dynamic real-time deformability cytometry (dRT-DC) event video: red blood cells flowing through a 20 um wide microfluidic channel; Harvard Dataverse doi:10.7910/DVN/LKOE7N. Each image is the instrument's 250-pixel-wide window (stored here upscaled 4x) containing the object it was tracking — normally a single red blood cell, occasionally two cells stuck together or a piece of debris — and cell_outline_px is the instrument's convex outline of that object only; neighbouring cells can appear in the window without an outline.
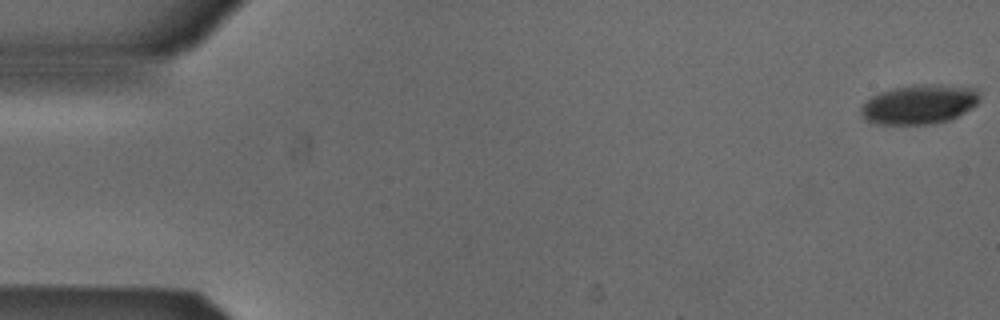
{"species": "Egyptian fruit bat (a non-hibernating species)", "species_latin": "Rousettus aegyptiacus", "temperature_condition": "cold", "stored_images_in_passage": 53, "camera_frame_rate_fps": 3000, "um_per_image_px": 0.085, "animal": {"sex": "male"}, "frame": {"image": 1, "passage_image": 1, "time_ms": 0.0, "image_size_px": [1000, 320], "cell_outline_px": [[980, 100], [972, 108], [948, 120], [932, 124], [880, 124], [868, 120], [860, 112], [860, 108], [872, 96], [896, 88], [976, 88], [980, 92]], "centroid_in_image_um": [78.14, 8.95], "position_along_channel_um": 6.9, "area_um2": 25.49}}
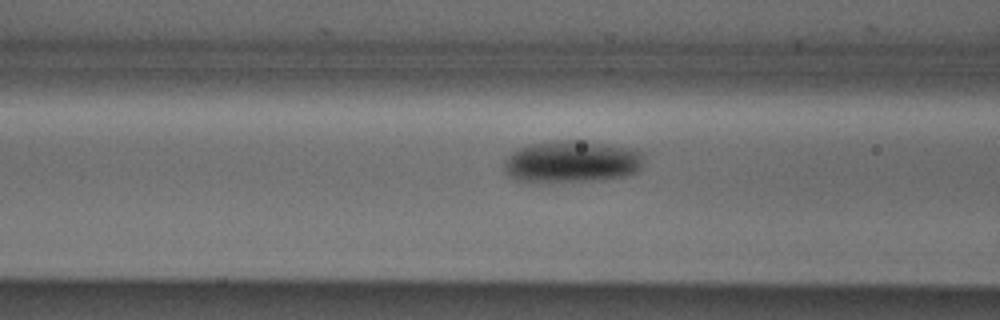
{"frame": {"image": 2, "passage_image": 21, "time_ms": 6.667, "image_size_px": [1000, 320], "cell_outline_px": [[644, 160], [640, 168], [636, 172], [624, 176], [604, 180], [516, 180], [508, 176], [504, 172], [504, 160], [516, 148], [528, 144], [552, 140], [584, 140], [628, 148], [640, 152], [644, 156]], "centroid_in_image_um": [48.58, 13.7], "position_along_channel_um": 118.0, "area_um2": 33.99}}
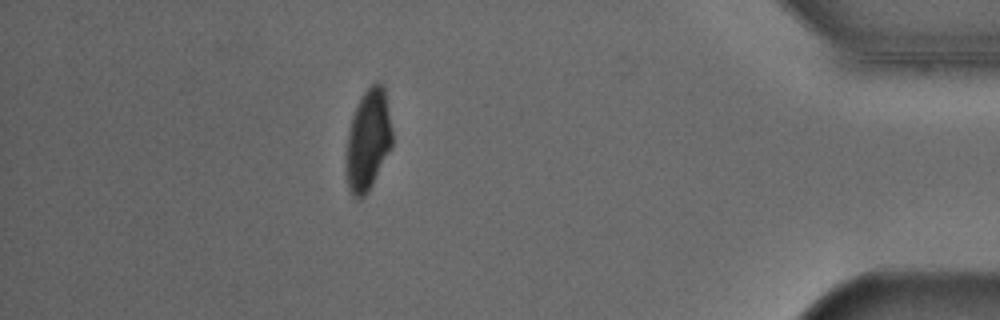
{"frame": {"image": 3, "passage_image": 47, "time_ms": 15.333, "image_size_px": [1000, 320], "cell_outline_px": [[392, 148], [368, 192], [360, 200], [352, 196], [348, 188], [344, 160], [344, 152], [348, 132], [352, 116], [360, 96], [376, 80], [384, 88], [392, 128]], "centroid_in_image_um": [31.26, 11.95], "position_along_channel_um": 403.9, "area_um2": 27.74}, "authors_computed_cell_mechanics": {"area_um2": 29.9404, "velocity_mm_per_s": 3.8651, "shape_relaxation_time_tau1_ms": 2.9343, "shape_relaxation_time_tau2_ms": null, "deformation_change_tau1": 0.1282, "deformation_change_tau2": null}}